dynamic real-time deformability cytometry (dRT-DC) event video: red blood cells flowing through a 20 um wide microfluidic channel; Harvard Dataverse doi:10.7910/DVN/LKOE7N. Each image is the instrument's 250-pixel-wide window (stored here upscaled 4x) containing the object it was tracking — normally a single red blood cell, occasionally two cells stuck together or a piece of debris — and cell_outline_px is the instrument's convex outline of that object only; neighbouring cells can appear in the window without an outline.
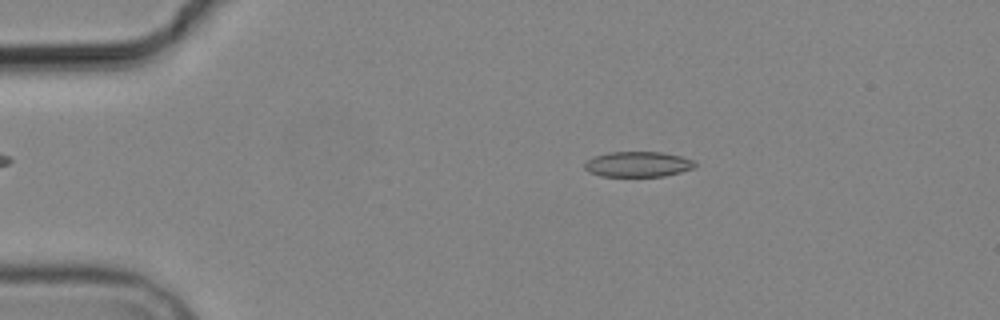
{"species": "common noctule bat (a hibernating species)", "species_latin": "Nyctalus noctula", "temperature_condition": "cold", "stored_images_in_passage": 7, "camera_frame_rate_fps": 3000, "um_per_image_px": 0.085, "animal": {"sex": "male", "body_mass_g": 19.2, "forearm_length_mm": 51.8}, "frame": {"image": 1, "passage_image": 3, "time_ms": 2.333, "image_size_px": [1000, 320], "cell_outline_px": [[696, 164], [692, 168], [680, 172], [664, 176], [600, 176], [588, 172], [584, 168], [584, 164], [588, 160], [596, 156], [608, 152], [664, 152], [680, 156], [692, 160]], "centroid_in_image_um": [54.2, 13.96], "position_along_channel_um": 30.8, "area_um2": 16.18}}
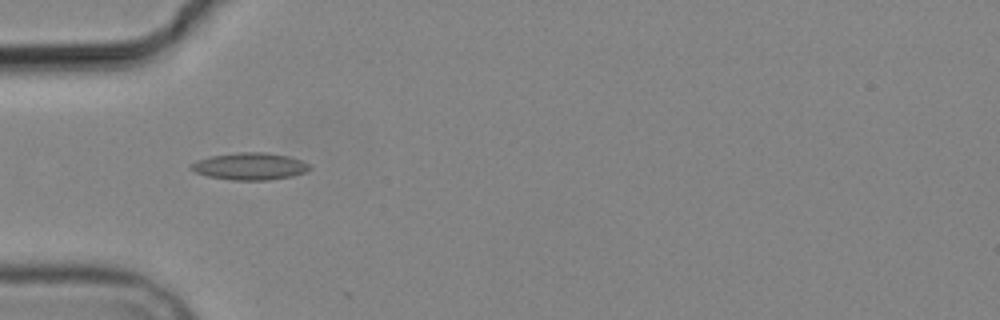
{"frame": {"image": 2, "passage_image": 5, "time_ms": 4.667, "image_size_px": [1000, 320], "cell_outline_px": [[312, 168], [304, 172], [292, 176], [268, 180], [232, 180], [208, 176], [196, 172], [188, 168], [196, 160], [212, 156], [240, 152], [264, 152], [288, 156], [300, 160], [308, 164]], "centroid_in_image_um": [21.23, 14.14], "position_along_channel_um": 63.8, "area_um2": 18.55}}
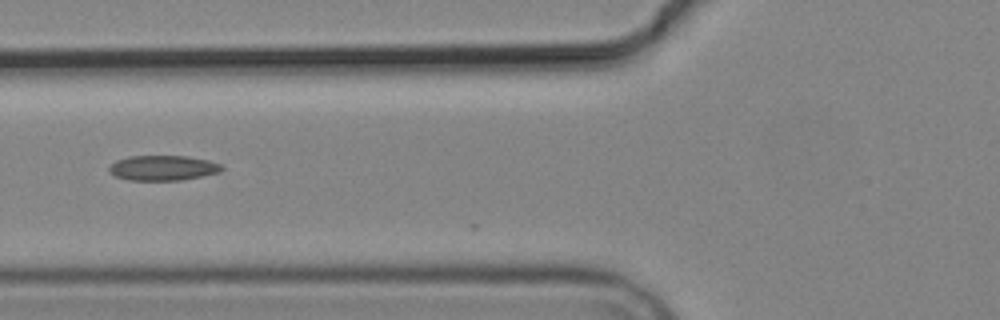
{"frame": {"image": 3, "passage_image": 6, "time_ms": 6.0, "image_size_px": [1000, 320], "cell_outline_px": [[224, 168], [220, 172], [180, 180], [128, 180], [116, 176], [108, 172], [108, 168], [116, 160], [128, 156], [188, 156], [208, 160], [220, 164]], "centroid_in_image_um": [13.83, 14.27], "position_along_channel_um": 112.0, "area_um2": 16.42}}